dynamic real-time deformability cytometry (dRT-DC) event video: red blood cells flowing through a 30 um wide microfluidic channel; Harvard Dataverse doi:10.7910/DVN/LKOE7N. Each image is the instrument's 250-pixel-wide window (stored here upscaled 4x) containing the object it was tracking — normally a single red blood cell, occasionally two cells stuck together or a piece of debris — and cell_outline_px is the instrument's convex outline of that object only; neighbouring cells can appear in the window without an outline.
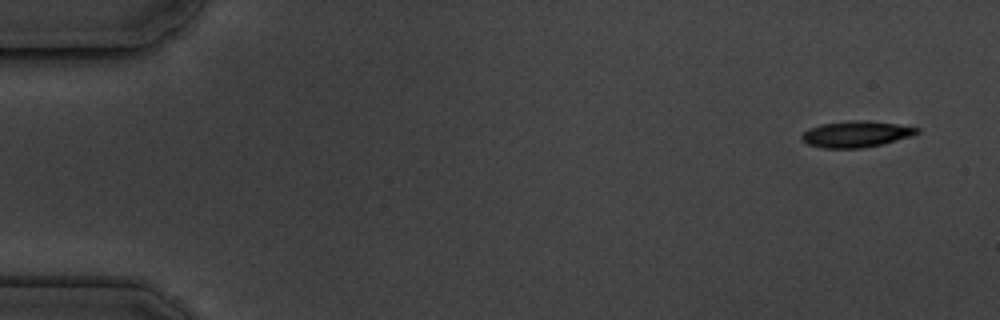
{"species": "common noctule bat (a hibernating species)", "species_latin": "Nyctalus noctula", "temperature_condition": "cold", "stored_images_in_passage": 5, "camera_frame_rate_fps": 3000, "um_per_image_px": 0.085, "animal": {"sex": "male", "body_mass_g": 19.5, "forearm_length_mm": 54.6}, "frame": {"image": 1, "passage_image": 1, "time_ms": 0.0, "image_size_px": [1000, 320], "cell_outline_px": [[920, 132], [912, 136], [884, 144], [860, 148], [824, 148], [808, 144], [800, 140], [800, 136], [808, 128], [820, 124], [852, 120], [864, 120], [896, 124], [920, 128]], "centroid_in_image_um": [72.76, 11.4], "position_along_channel_um": 12.2, "area_um2": 17.74}}